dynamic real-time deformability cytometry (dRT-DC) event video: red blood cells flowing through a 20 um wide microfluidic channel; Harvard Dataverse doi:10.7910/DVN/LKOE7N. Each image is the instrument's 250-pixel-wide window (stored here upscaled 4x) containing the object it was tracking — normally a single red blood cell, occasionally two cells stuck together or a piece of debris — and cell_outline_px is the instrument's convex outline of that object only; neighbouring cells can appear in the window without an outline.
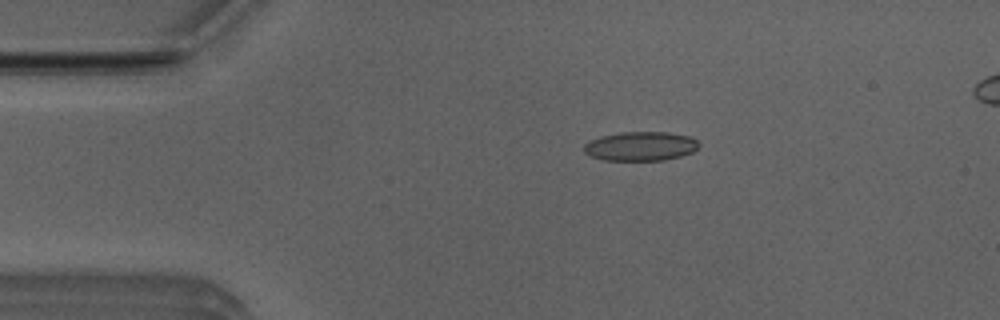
{"species": "Egyptian fruit bat (a non-hibernating species)", "species_latin": "Rousettus aegyptiacus", "temperature_condition": "room temperature", "stored_images_in_passage": 4, "camera_frame_rate_fps": 3000, "um_per_image_px": 0.085, "animal": {"sex": "male"}, "frame": {"image": 1, "passage_image": 2, "time_ms": 0.333, "image_size_px": [1000, 320], "cell_outline_px": [[700, 144], [692, 152], [680, 156], [664, 160], [604, 160], [592, 156], [584, 152], [584, 144], [588, 140], [600, 136], [620, 132], [668, 132], [688, 136], [696, 140]], "centroid_in_image_um": [54.42, 12.42], "position_along_channel_um": 30.6, "area_um2": 19.48}}